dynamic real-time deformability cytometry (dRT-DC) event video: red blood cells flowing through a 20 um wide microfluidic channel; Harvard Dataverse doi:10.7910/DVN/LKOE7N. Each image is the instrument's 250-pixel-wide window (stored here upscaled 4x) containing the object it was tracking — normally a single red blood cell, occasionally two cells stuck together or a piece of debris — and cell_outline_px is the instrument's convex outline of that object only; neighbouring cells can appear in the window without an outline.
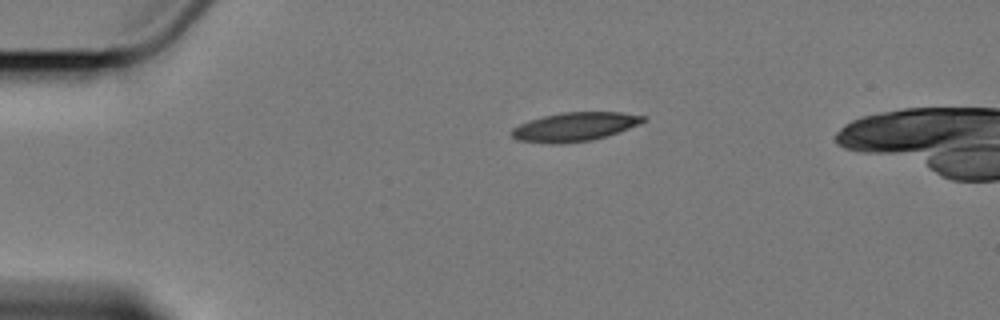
{"species": "Egyptian fruit bat (a non-hibernating species)", "species_latin": "Rousettus aegyptiacus", "temperature_condition": "cold", "stored_images_in_passage": 3, "camera_frame_rate_fps": 3000, "um_per_image_px": 0.085, "animal": {"sex": "female"}, "frame": {"image": 1, "passage_image": 1, "time_ms": 0.0, "image_size_px": [1000, 320], "cell_outline_px": [[648, 120], [640, 124], [592, 140], [556, 144], [552, 144], [520, 140], [512, 136], [512, 128], [528, 120], [544, 116], [564, 112], [620, 112], [648, 116]], "centroid_in_image_um": [48.88, 10.76], "position_along_channel_um": 36.1, "area_um2": 21.91}}